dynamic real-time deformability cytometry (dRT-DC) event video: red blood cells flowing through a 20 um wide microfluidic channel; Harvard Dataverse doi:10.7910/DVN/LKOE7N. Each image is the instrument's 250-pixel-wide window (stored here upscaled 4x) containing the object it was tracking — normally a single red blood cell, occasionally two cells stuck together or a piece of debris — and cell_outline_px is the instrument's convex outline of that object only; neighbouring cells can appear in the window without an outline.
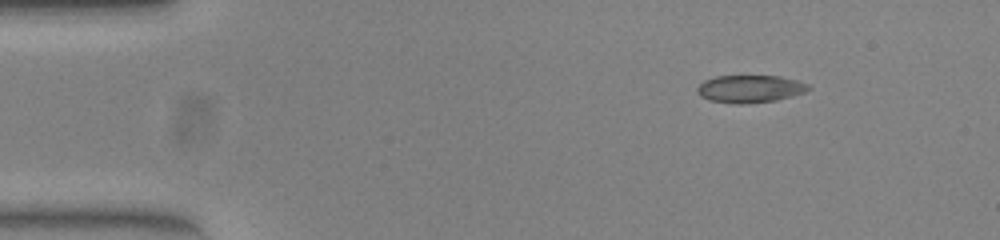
{"species": "common noctule bat (a hibernating species)", "species_latin": "Nyctalus noctula", "temperature_condition": "warm", "stored_images_in_passage": 46, "camera_frame_rate_fps": 3000, "um_per_image_px": 0.085, "animal": {"sex": "female", "body_mass_g": 23.0, "forearm_length_mm": 53.4}, "frame": {"image": 1, "passage_image": 1, "time_ms": 0.0, "image_size_px": [1000, 240], "cell_outline_px": [[812, 88], [804, 92], [792, 96], [776, 100], [744, 104], [736, 104], [708, 100], [700, 96], [696, 92], [696, 88], [704, 80], [716, 76], [780, 76], [796, 80], [808, 84]], "centroid_in_image_um": [63.72, 7.55], "position_along_channel_um": 21.3, "area_um2": 17.92}}
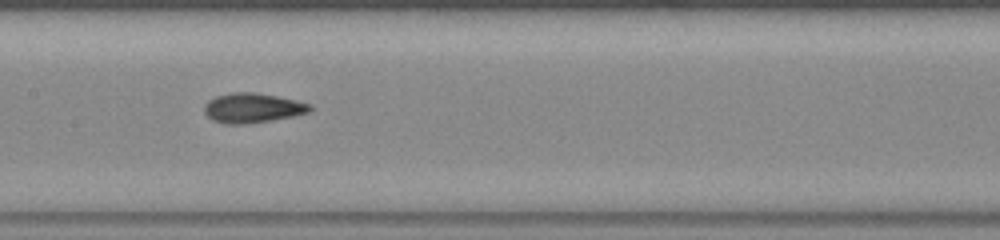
{"frame": {"image": 2, "passage_image": 20, "time_ms": 6.333, "image_size_px": [1000, 240], "cell_outline_px": [[312, 108], [308, 112], [292, 116], [272, 120], [244, 124], [224, 124], [212, 120], [204, 112], [204, 104], [208, 100], [216, 96], [232, 92], [252, 92], [276, 96], [296, 100], [312, 104]], "centroid_in_image_um": [21.44, 9.17], "position_along_channel_um": 186.0, "area_um2": 18.26}}
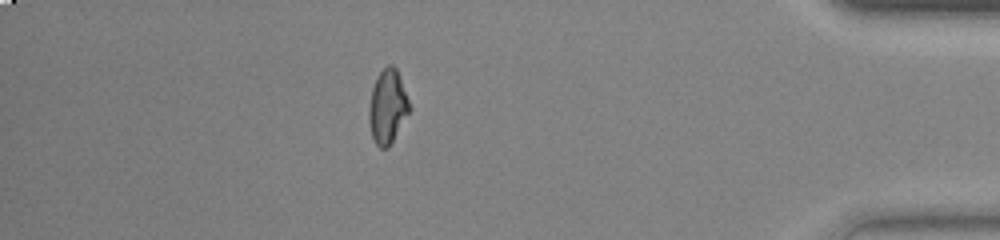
{"frame": {"image": 3, "passage_image": 40, "time_ms": 13.0, "image_size_px": [1000, 240], "cell_outline_px": [[412, 108], [388, 148], [380, 148], [376, 144], [372, 136], [368, 120], [368, 112], [372, 88], [380, 72], [388, 64], [392, 64], [396, 68]], "centroid_in_image_um": [32.95, 9.08], "position_along_channel_um": 402.3, "area_um2": 17.34}, "authors_computed_cell_mechanics": {"area_um2": 17.7446, "velocity_mm_per_s": 3.9209, "shape_relaxation_time_tau1_ms": null, "shape_relaxation_time_tau2_ms": 2.304, "deformation_change_tau1": null, "deformation_change_tau2": 0.0689}}